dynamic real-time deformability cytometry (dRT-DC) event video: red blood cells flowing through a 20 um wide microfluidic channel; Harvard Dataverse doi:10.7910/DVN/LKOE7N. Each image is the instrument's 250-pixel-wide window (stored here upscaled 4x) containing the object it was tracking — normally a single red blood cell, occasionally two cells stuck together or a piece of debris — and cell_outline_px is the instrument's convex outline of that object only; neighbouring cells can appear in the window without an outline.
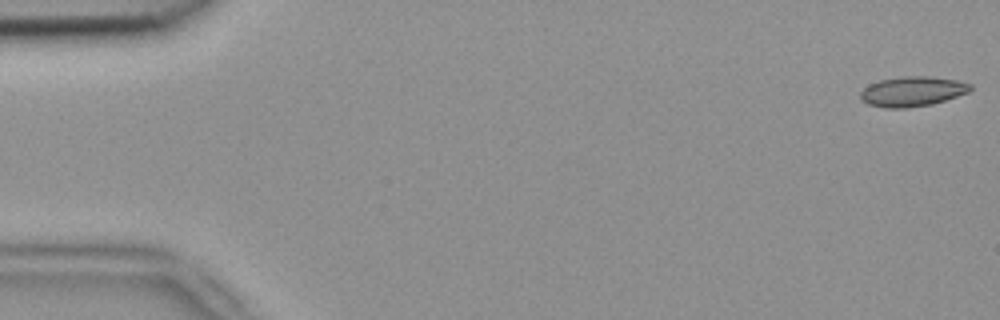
{"species": "common noctule bat (a hibernating species)", "species_latin": "Nyctalus noctula", "temperature_condition": "room temperature", "stored_images_in_passage": 5, "camera_frame_rate_fps": 3000, "um_per_image_px": 0.085, "animal": {"sex": "female", "body_mass_g": 18.4}, "frame": {"image": 1, "passage_image": 1, "time_ms": 0.0, "image_size_px": [1000, 320], "cell_outline_px": [[972, 88], [968, 92], [932, 104], [908, 108], [884, 108], [868, 104], [860, 100], [860, 92], [868, 84], [880, 80], [900, 76], [928, 76], [956, 80], [972, 84]], "centroid_in_image_um": [77.51, 7.77], "position_along_channel_um": 7.5, "area_um2": 19.25}}
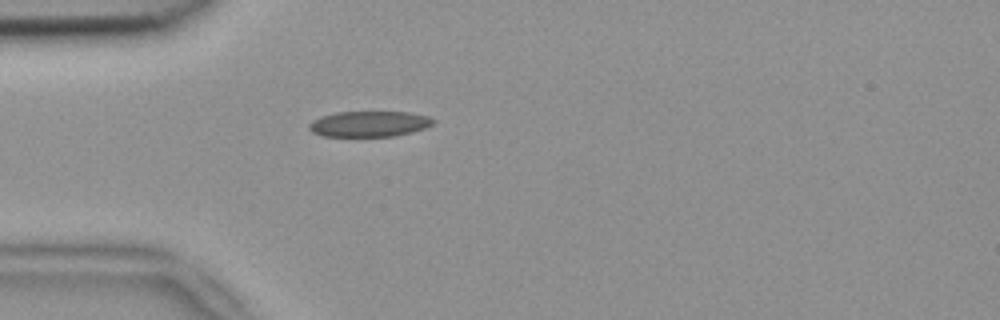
{"frame": {"image": 2, "passage_image": 5, "time_ms": 1.333, "image_size_px": [1000, 320], "cell_outline_px": [[436, 120], [432, 124], [424, 128], [412, 132], [392, 136], [324, 136], [312, 132], [308, 128], [308, 124], [312, 120], [320, 116], [336, 112], [408, 112], [428, 116]], "centroid_in_image_um": [31.35, 10.52], "position_along_channel_um": 53.6, "area_um2": 18.55}}